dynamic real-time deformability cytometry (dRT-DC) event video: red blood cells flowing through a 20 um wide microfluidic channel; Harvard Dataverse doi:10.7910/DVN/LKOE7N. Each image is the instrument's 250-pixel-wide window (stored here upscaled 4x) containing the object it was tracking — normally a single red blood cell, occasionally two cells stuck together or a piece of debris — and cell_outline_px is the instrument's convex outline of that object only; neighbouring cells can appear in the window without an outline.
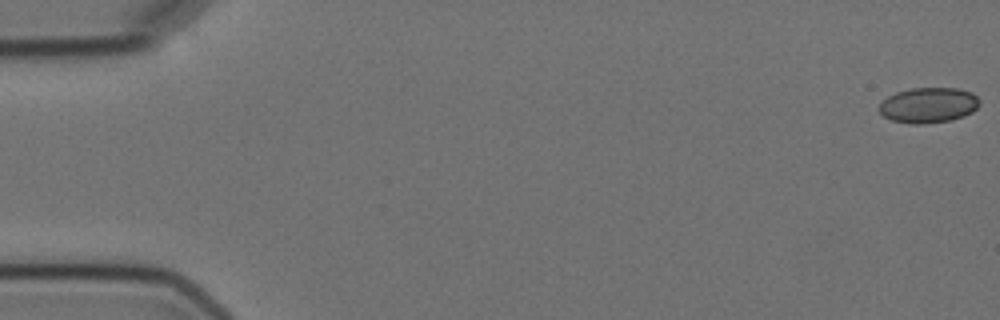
{"species": "Egyptian fruit bat (a non-hibernating species)", "species_latin": "Rousettus aegyptiacus", "temperature_condition": "cold", "stored_images_in_passage": 6, "segment_of_instrument_passage": [1, 2], "camera_frame_rate_fps": 3000, "um_per_image_px": 0.085, "animal": {"sex": "female"}, "frame": {"image": 1, "passage_image": 1, "time_ms": 0.0, "image_size_px": [1000, 320], "cell_outline_px": [[980, 104], [972, 112], [964, 116], [952, 120], [924, 124], [912, 124], [892, 120], [884, 116], [880, 112], [880, 104], [888, 96], [896, 92], [912, 88], [956, 88], [972, 92], [980, 100]], "centroid_in_image_um": [78.95, 8.94], "position_along_channel_um": 6.1, "area_um2": 20.69}}
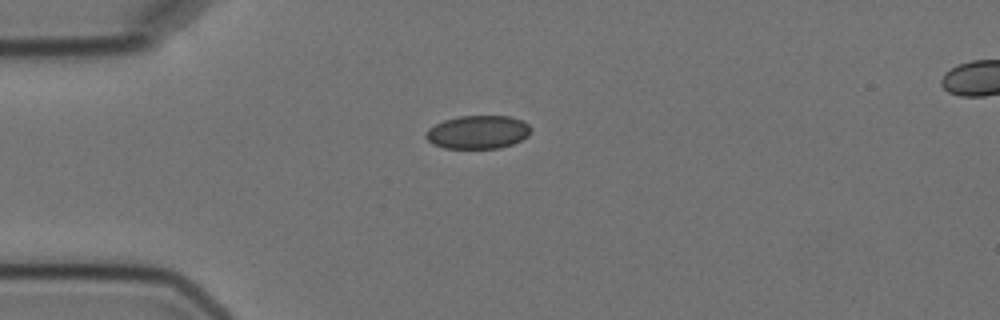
{"frame": {"image": 2, "passage_image": 5, "time_ms": 4.667, "image_size_px": [1000, 320], "cell_outline_px": [[532, 132], [528, 136], [512, 144], [500, 148], [444, 148], [432, 144], [424, 136], [424, 132], [428, 128], [444, 120], [460, 116], [508, 116], [524, 120], [532, 128]], "centroid_in_image_um": [40.63, 11.23], "position_along_channel_um": 44.4, "area_um2": 20.58}}